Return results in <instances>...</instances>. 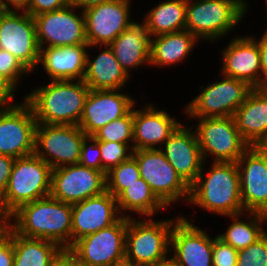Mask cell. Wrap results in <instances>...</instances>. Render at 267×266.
I'll return each mask as SVG.
<instances>
[{
  "label": "cell",
  "mask_w": 267,
  "mask_h": 266,
  "mask_svg": "<svg viewBox=\"0 0 267 266\" xmlns=\"http://www.w3.org/2000/svg\"><path fill=\"white\" fill-rule=\"evenodd\" d=\"M9 226L21 236L49 240L67 251L71 247L72 205L49 195L21 205L9 216Z\"/></svg>",
  "instance_id": "cell-1"
},
{
  "label": "cell",
  "mask_w": 267,
  "mask_h": 266,
  "mask_svg": "<svg viewBox=\"0 0 267 266\" xmlns=\"http://www.w3.org/2000/svg\"><path fill=\"white\" fill-rule=\"evenodd\" d=\"M38 87L23 98L38 124H79L90 91L83 80H52Z\"/></svg>",
  "instance_id": "cell-2"
},
{
  "label": "cell",
  "mask_w": 267,
  "mask_h": 266,
  "mask_svg": "<svg viewBox=\"0 0 267 266\" xmlns=\"http://www.w3.org/2000/svg\"><path fill=\"white\" fill-rule=\"evenodd\" d=\"M204 165L190 186L188 203L223 217L244 214L237 163L213 161L206 173Z\"/></svg>",
  "instance_id": "cell-3"
},
{
  "label": "cell",
  "mask_w": 267,
  "mask_h": 266,
  "mask_svg": "<svg viewBox=\"0 0 267 266\" xmlns=\"http://www.w3.org/2000/svg\"><path fill=\"white\" fill-rule=\"evenodd\" d=\"M247 9V0H186L185 30L200 41L217 42L242 22Z\"/></svg>",
  "instance_id": "cell-4"
},
{
  "label": "cell",
  "mask_w": 267,
  "mask_h": 266,
  "mask_svg": "<svg viewBox=\"0 0 267 266\" xmlns=\"http://www.w3.org/2000/svg\"><path fill=\"white\" fill-rule=\"evenodd\" d=\"M51 181L52 168L35 153L16 158L0 198V212L9 217L21 205L49 196Z\"/></svg>",
  "instance_id": "cell-5"
},
{
  "label": "cell",
  "mask_w": 267,
  "mask_h": 266,
  "mask_svg": "<svg viewBox=\"0 0 267 266\" xmlns=\"http://www.w3.org/2000/svg\"><path fill=\"white\" fill-rule=\"evenodd\" d=\"M180 217L166 220L127 218L125 258L139 266H148L169 257L171 232Z\"/></svg>",
  "instance_id": "cell-6"
},
{
  "label": "cell",
  "mask_w": 267,
  "mask_h": 266,
  "mask_svg": "<svg viewBox=\"0 0 267 266\" xmlns=\"http://www.w3.org/2000/svg\"><path fill=\"white\" fill-rule=\"evenodd\" d=\"M198 119L194 128L201 153L206 162H237L250 145L242 138L233 116ZM210 155V156H209Z\"/></svg>",
  "instance_id": "cell-7"
},
{
  "label": "cell",
  "mask_w": 267,
  "mask_h": 266,
  "mask_svg": "<svg viewBox=\"0 0 267 266\" xmlns=\"http://www.w3.org/2000/svg\"><path fill=\"white\" fill-rule=\"evenodd\" d=\"M142 178L155 196L168 208L179 200L188 203L190 187L181 179L176 170L158 149L133 150Z\"/></svg>",
  "instance_id": "cell-8"
},
{
  "label": "cell",
  "mask_w": 267,
  "mask_h": 266,
  "mask_svg": "<svg viewBox=\"0 0 267 266\" xmlns=\"http://www.w3.org/2000/svg\"><path fill=\"white\" fill-rule=\"evenodd\" d=\"M224 77V78H223ZM223 80L200 86V93L185 107L187 118L233 116L253 89L246 81L222 75Z\"/></svg>",
  "instance_id": "cell-9"
},
{
  "label": "cell",
  "mask_w": 267,
  "mask_h": 266,
  "mask_svg": "<svg viewBox=\"0 0 267 266\" xmlns=\"http://www.w3.org/2000/svg\"><path fill=\"white\" fill-rule=\"evenodd\" d=\"M86 136L78 125L37 123L34 153L52 169L78 164Z\"/></svg>",
  "instance_id": "cell-10"
},
{
  "label": "cell",
  "mask_w": 267,
  "mask_h": 266,
  "mask_svg": "<svg viewBox=\"0 0 267 266\" xmlns=\"http://www.w3.org/2000/svg\"><path fill=\"white\" fill-rule=\"evenodd\" d=\"M73 4L33 17L39 48L88 44L84 12ZM80 12V13H79ZM79 13V14H77Z\"/></svg>",
  "instance_id": "cell-11"
},
{
  "label": "cell",
  "mask_w": 267,
  "mask_h": 266,
  "mask_svg": "<svg viewBox=\"0 0 267 266\" xmlns=\"http://www.w3.org/2000/svg\"><path fill=\"white\" fill-rule=\"evenodd\" d=\"M127 217L77 240L67 251L90 266H111L125 258Z\"/></svg>",
  "instance_id": "cell-12"
},
{
  "label": "cell",
  "mask_w": 267,
  "mask_h": 266,
  "mask_svg": "<svg viewBox=\"0 0 267 266\" xmlns=\"http://www.w3.org/2000/svg\"><path fill=\"white\" fill-rule=\"evenodd\" d=\"M0 49L15 56L31 73L38 69L40 48L30 14L8 11L0 17Z\"/></svg>",
  "instance_id": "cell-13"
},
{
  "label": "cell",
  "mask_w": 267,
  "mask_h": 266,
  "mask_svg": "<svg viewBox=\"0 0 267 266\" xmlns=\"http://www.w3.org/2000/svg\"><path fill=\"white\" fill-rule=\"evenodd\" d=\"M106 191V175L80 164L52 169L50 195L61 202L75 204Z\"/></svg>",
  "instance_id": "cell-14"
},
{
  "label": "cell",
  "mask_w": 267,
  "mask_h": 266,
  "mask_svg": "<svg viewBox=\"0 0 267 266\" xmlns=\"http://www.w3.org/2000/svg\"><path fill=\"white\" fill-rule=\"evenodd\" d=\"M131 0H110L89 7L84 12L86 39L89 47L109 45L131 26Z\"/></svg>",
  "instance_id": "cell-15"
},
{
  "label": "cell",
  "mask_w": 267,
  "mask_h": 266,
  "mask_svg": "<svg viewBox=\"0 0 267 266\" xmlns=\"http://www.w3.org/2000/svg\"><path fill=\"white\" fill-rule=\"evenodd\" d=\"M22 101L0 112V154L15 159L35 152L37 121L31 107Z\"/></svg>",
  "instance_id": "cell-16"
},
{
  "label": "cell",
  "mask_w": 267,
  "mask_h": 266,
  "mask_svg": "<svg viewBox=\"0 0 267 266\" xmlns=\"http://www.w3.org/2000/svg\"><path fill=\"white\" fill-rule=\"evenodd\" d=\"M181 216L173 225L170 257L177 266H213L214 238Z\"/></svg>",
  "instance_id": "cell-17"
},
{
  "label": "cell",
  "mask_w": 267,
  "mask_h": 266,
  "mask_svg": "<svg viewBox=\"0 0 267 266\" xmlns=\"http://www.w3.org/2000/svg\"><path fill=\"white\" fill-rule=\"evenodd\" d=\"M236 163L243 209L258 212L267 204V146H250Z\"/></svg>",
  "instance_id": "cell-18"
},
{
  "label": "cell",
  "mask_w": 267,
  "mask_h": 266,
  "mask_svg": "<svg viewBox=\"0 0 267 266\" xmlns=\"http://www.w3.org/2000/svg\"><path fill=\"white\" fill-rule=\"evenodd\" d=\"M91 90L78 126L88 136L113 120L125 116L136 104L135 99L123 90Z\"/></svg>",
  "instance_id": "cell-19"
},
{
  "label": "cell",
  "mask_w": 267,
  "mask_h": 266,
  "mask_svg": "<svg viewBox=\"0 0 267 266\" xmlns=\"http://www.w3.org/2000/svg\"><path fill=\"white\" fill-rule=\"evenodd\" d=\"M121 217L117 199L107 190L73 204L71 246L77 240L111 226Z\"/></svg>",
  "instance_id": "cell-20"
},
{
  "label": "cell",
  "mask_w": 267,
  "mask_h": 266,
  "mask_svg": "<svg viewBox=\"0 0 267 266\" xmlns=\"http://www.w3.org/2000/svg\"><path fill=\"white\" fill-rule=\"evenodd\" d=\"M192 128L181 123L160 149L189 187L195 182L205 163Z\"/></svg>",
  "instance_id": "cell-21"
},
{
  "label": "cell",
  "mask_w": 267,
  "mask_h": 266,
  "mask_svg": "<svg viewBox=\"0 0 267 266\" xmlns=\"http://www.w3.org/2000/svg\"><path fill=\"white\" fill-rule=\"evenodd\" d=\"M254 36H239L220 53L221 74L226 77L246 81L253 88H260V54L258 40Z\"/></svg>",
  "instance_id": "cell-22"
},
{
  "label": "cell",
  "mask_w": 267,
  "mask_h": 266,
  "mask_svg": "<svg viewBox=\"0 0 267 266\" xmlns=\"http://www.w3.org/2000/svg\"><path fill=\"white\" fill-rule=\"evenodd\" d=\"M133 106V150L161 149L170 135L181 124L166 110L154 105L142 109Z\"/></svg>",
  "instance_id": "cell-23"
},
{
  "label": "cell",
  "mask_w": 267,
  "mask_h": 266,
  "mask_svg": "<svg viewBox=\"0 0 267 266\" xmlns=\"http://www.w3.org/2000/svg\"><path fill=\"white\" fill-rule=\"evenodd\" d=\"M233 117L250 146H267V89L253 88Z\"/></svg>",
  "instance_id": "cell-24"
},
{
  "label": "cell",
  "mask_w": 267,
  "mask_h": 266,
  "mask_svg": "<svg viewBox=\"0 0 267 266\" xmlns=\"http://www.w3.org/2000/svg\"><path fill=\"white\" fill-rule=\"evenodd\" d=\"M88 44L40 48L38 65L52 80H83L86 72Z\"/></svg>",
  "instance_id": "cell-25"
},
{
  "label": "cell",
  "mask_w": 267,
  "mask_h": 266,
  "mask_svg": "<svg viewBox=\"0 0 267 266\" xmlns=\"http://www.w3.org/2000/svg\"><path fill=\"white\" fill-rule=\"evenodd\" d=\"M115 58L131 77V71L150 63L151 37L143 23L134 22L109 44Z\"/></svg>",
  "instance_id": "cell-26"
},
{
  "label": "cell",
  "mask_w": 267,
  "mask_h": 266,
  "mask_svg": "<svg viewBox=\"0 0 267 266\" xmlns=\"http://www.w3.org/2000/svg\"><path fill=\"white\" fill-rule=\"evenodd\" d=\"M92 60L87 52L86 72L83 81L91 90H118L123 89L130 76L119 64L109 45Z\"/></svg>",
  "instance_id": "cell-27"
},
{
  "label": "cell",
  "mask_w": 267,
  "mask_h": 266,
  "mask_svg": "<svg viewBox=\"0 0 267 266\" xmlns=\"http://www.w3.org/2000/svg\"><path fill=\"white\" fill-rule=\"evenodd\" d=\"M200 42L188 30L151 37L149 66H173L188 59L191 51Z\"/></svg>",
  "instance_id": "cell-28"
},
{
  "label": "cell",
  "mask_w": 267,
  "mask_h": 266,
  "mask_svg": "<svg viewBox=\"0 0 267 266\" xmlns=\"http://www.w3.org/2000/svg\"><path fill=\"white\" fill-rule=\"evenodd\" d=\"M13 266H52L65 251L55 242L27 238L12 229Z\"/></svg>",
  "instance_id": "cell-29"
},
{
  "label": "cell",
  "mask_w": 267,
  "mask_h": 266,
  "mask_svg": "<svg viewBox=\"0 0 267 266\" xmlns=\"http://www.w3.org/2000/svg\"><path fill=\"white\" fill-rule=\"evenodd\" d=\"M150 37L185 30L186 0H167L151 8L142 22Z\"/></svg>",
  "instance_id": "cell-30"
},
{
  "label": "cell",
  "mask_w": 267,
  "mask_h": 266,
  "mask_svg": "<svg viewBox=\"0 0 267 266\" xmlns=\"http://www.w3.org/2000/svg\"><path fill=\"white\" fill-rule=\"evenodd\" d=\"M118 210L122 217L130 218V212H135L140 219L152 217L167 207L155 196L149 185L140 178L129 185L117 198ZM126 211H128L126 213ZM128 214V215H127Z\"/></svg>",
  "instance_id": "cell-31"
},
{
  "label": "cell",
  "mask_w": 267,
  "mask_h": 266,
  "mask_svg": "<svg viewBox=\"0 0 267 266\" xmlns=\"http://www.w3.org/2000/svg\"><path fill=\"white\" fill-rule=\"evenodd\" d=\"M245 214H247V221L241 219L243 214L225 216L233 222L223 234L217 235L224 243L238 251L247 248L263 236V226L258 212H246Z\"/></svg>",
  "instance_id": "cell-32"
},
{
  "label": "cell",
  "mask_w": 267,
  "mask_h": 266,
  "mask_svg": "<svg viewBox=\"0 0 267 266\" xmlns=\"http://www.w3.org/2000/svg\"><path fill=\"white\" fill-rule=\"evenodd\" d=\"M140 179L136 159L131 156L128 160L113 167L106 175V190L117 198L129 185Z\"/></svg>",
  "instance_id": "cell-33"
},
{
  "label": "cell",
  "mask_w": 267,
  "mask_h": 266,
  "mask_svg": "<svg viewBox=\"0 0 267 266\" xmlns=\"http://www.w3.org/2000/svg\"><path fill=\"white\" fill-rule=\"evenodd\" d=\"M93 137L97 141L133 144V107L125 116L103 126Z\"/></svg>",
  "instance_id": "cell-34"
},
{
  "label": "cell",
  "mask_w": 267,
  "mask_h": 266,
  "mask_svg": "<svg viewBox=\"0 0 267 266\" xmlns=\"http://www.w3.org/2000/svg\"><path fill=\"white\" fill-rule=\"evenodd\" d=\"M101 151V163L106 172L128 160L133 153V144L97 141Z\"/></svg>",
  "instance_id": "cell-35"
},
{
  "label": "cell",
  "mask_w": 267,
  "mask_h": 266,
  "mask_svg": "<svg viewBox=\"0 0 267 266\" xmlns=\"http://www.w3.org/2000/svg\"><path fill=\"white\" fill-rule=\"evenodd\" d=\"M31 73L15 56L0 49V79L8 83L15 91L23 75Z\"/></svg>",
  "instance_id": "cell-36"
},
{
  "label": "cell",
  "mask_w": 267,
  "mask_h": 266,
  "mask_svg": "<svg viewBox=\"0 0 267 266\" xmlns=\"http://www.w3.org/2000/svg\"><path fill=\"white\" fill-rule=\"evenodd\" d=\"M237 266H267V237L264 235L238 251Z\"/></svg>",
  "instance_id": "cell-37"
},
{
  "label": "cell",
  "mask_w": 267,
  "mask_h": 266,
  "mask_svg": "<svg viewBox=\"0 0 267 266\" xmlns=\"http://www.w3.org/2000/svg\"><path fill=\"white\" fill-rule=\"evenodd\" d=\"M78 164H80L81 166L97 169L107 175V172L103 169L101 163L100 146L93 136L87 135L84 138Z\"/></svg>",
  "instance_id": "cell-38"
},
{
  "label": "cell",
  "mask_w": 267,
  "mask_h": 266,
  "mask_svg": "<svg viewBox=\"0 0 267 266\" xmlns=\"http://www.w3.org/2000/svg\"><path fill=\"white\" fill-rule=\"evenodd\" d=\"M212 259L213 266H237L238 250L224 243L216 235L213 242Z\"/></svg>",
  "instance_id": "cell-39"
},
{
  "label": "cell",
  "mask_w": 267,
  "mask_h": 266,
  "mask_svg": "<svg viewBox=\"0 0 267 266\" xmlns=\"http://www.w3.org/2000/svg\"><path fill=\"white\" fill-rule=\"evenodd\" d=\"M71 0H30L25 12L32 17L49 11H56L68 6Z\"/></svg>",
  "instance_id": "cell-40"
},
{
  "label": "cell",
  "mask_w": 267,
  "mask_h": 266,
  "mask_svg": "<svg viewBox=\"0 0 267 266\" xmlns=\"http://www.w3.org/2000/svg\"><path fill=\"white\" fill-rule=\"evenodd\" d=\"M14 249L12 242V228L8 226L0 237V266H13Z\"/></svg>",
  "instance_id": "cell-41"
},
{
  "label": "cell",
  "mask_w": 267,
  "mask_h": 266,
  "mask_svg": "<svg viewBox=\"0 0 267 266\" xmlns=\"http://www.w3.org/2000/svg\"><path fill=\"white\" fill-rule=\"evenodd\" d=\"M15 158L0 154V198L4 195Z\"/></svg>",
  "instance_id": "cell-42"
},
{
  "label": "cell",
  "mask_w": 267,
  "mask_h": 266,
  "mask_svg": "<svg viewBox=\"0 0 267 266\" xmlns=\"http://www.w3.org/2000/svg\"><path fill=\"white\" fill-rule=\"evenodd\" d=\"M259 39L258 48L261 63L260 88L267 89V35L264 34Z\"/></svg>",
  "instance_id": "cell-43"
},
{
  "label": "cell",
  "mask_w": 267,
  "mask_h": 266,
  "mask_svg": "<svg viewBox=\"0 0 267 266\" xmlns=\"http://www.w3.org/2000/svg\"><path fill=\"white\" fill-rule=\"evenodd\" d=\"M15 90L4 80L0 79V112L11 109L17 102L15 98Z\"/></svg>",
  "instance_id": "cell-44"
},
{
  "label": "cell",
  "mask_w": 267,
  "mask_h": 266,
  "mask_svg": "<svg viewBox=\"0 0 267 266\" xmlns=\"http://www.w3.org/2000/svg\"><path fill=\"white\" fill-rule=\"evenodd\" d=\"M3 2L9 11H26L30 0H3Z\"/></svg>",
  "instance_id": "cell-45"
},
{
  "label": "cell",
  "mask_w": 267,
  "mask_h": 266,
  "mask_svg": "<svg viewBox=\"0 0 267 266\" xmlns=\"http://www.w3.org/2000/svg\"><path fill=\"white\" fill-rule=\"evenodd\" d=\"M110 0H71V4L75 5L80 10H85L94 5L101 4Z\"/></svg>",
  "instance_id": "cell-46"
},
{
  "label": "cell",
  "mask_w": 267,
  "mask_h": 266,
  "mask_svg": "<svg viewBox=\"0 0 267 266\" xmlns=\"http://www.w3.org/2000/svg\"><path fill=\"white\" fill-rule=\"evenodd\" d=\"M52 266H69V252L64 251Z\"/></svg>",
  "instance_id": "cell-47"
},
{
  "label": "cell",
  "mask_w": 267,
  "mask_h": 266,
  "mask_svg": "<svg viewBox=\"0 0 267 266\" xmlns=\"http://www.w3.org/2000/svg\"><path fill=\"white\" fill-rule=\"evenodd\" d=\"M9 226V217L0 212V237L6 232Z\"/></svg>",
  "instance_id": "cell-48"
},
{
  "label": "cell",
  "mask_w": 267,
  "mask_h": 266,
  "mask_svg": "<svg viewBox=\"0 0 267 266\" xmlns=\"http://www.w3.org/2000/svg\"><path fill=\"white\" fill-rule=\"evenodd\" d=\"M262 226L267 223V204L258 211ZM263 235L267 237V231L263 228Z\"/></svg>",
  "instance_id": "cell-49"
},
{
  "label": "cell",
  "mask_w": 267,
  "mask_h": 266,
  "mask_svg": "<svg viewBox=\"0 0 267 266\" xmlns=\"http://www.w3.org/2000/svg\"><path fill=\"white\" fill-rule=\"evenodd\" d=\"M148 266H177V263L169 256L164 260H161Z\"/></svg>",
  "instance_id": "cell-50"
},
{
  "label": "cell",
  "mask_w": 267,
  "mask_h": 266,
  "mask_svg": "<svg viewBox=\"0 0 267 266\" xmlns=\"http://www.w3.org/2000/svg\"><path fill=\"white\" fill-rule=\"evenodd\" d=\"M111 266H139V265H137V264L133 263L132 261L124 258V259H122L120 261H117V262L113 263Z\"/></svg>",
  "instance_id": "cell-51"
},
{
  "label": "cell",
  "mask_w": 267,
  "mask_h": 266,
  "mask_svg": "<svg viewBox=\"0 0 267 266\" xmlns=\"http://www.w3.org/2000/svg\"><path fill=\"white\" fill-rule=\"evenodd\" d=\"M69 266H90L79 262L75 257L69 253Z\"/></svg>",
  "instance_id": "cell-52"
},
{
  "label": "cell",
  "mask_w": 267,
  "mask_h": 266,
  "mask_svg": "<svg viewBox=\"0 0 267 266\" xmlns=\"http://www.w3.org/2000/svg\"><path fill=\"white\" fill-rule=\"evenodd\" d=\"M9 10L5 7L3 0H0V17L5 15Z\"/></svg>",
  "instance_id": "cell-53"
}]
</instances>
